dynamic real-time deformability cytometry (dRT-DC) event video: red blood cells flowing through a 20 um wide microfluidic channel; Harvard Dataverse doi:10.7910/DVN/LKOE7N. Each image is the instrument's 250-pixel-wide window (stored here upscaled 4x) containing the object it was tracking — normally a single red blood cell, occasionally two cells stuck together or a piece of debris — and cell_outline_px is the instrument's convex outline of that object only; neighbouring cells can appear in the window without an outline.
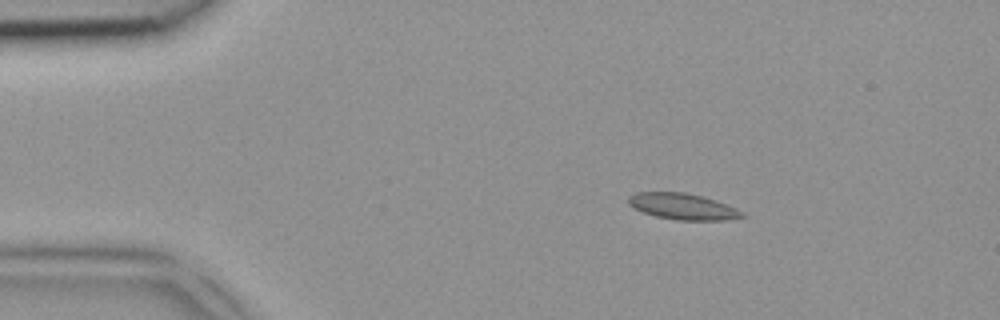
{"species": "common noctule bat (a hibernating species)", "species_latin": "Nyctalus noctula", "temperature_condition": "room temperature", "stored_images_in_passage": 5, "camera_frame_rate_fps": 3000, "um_per_image_px": 0.085, "animal": {"sex": "female", "body_mass_g": 18.4}, "frame": {"image": 1, "passage_image": 3, "time_ms": 0.667, "image_size_px": [1000, 320], "cell_outline_px": [[748, 216], [724, 220], [676, 220], [656, 216], [644, 212], [628, 204], [628, 196], [636, 192], [688, 192], [704, 196], [716, 200], [736, 208], [744, 212]], "centroid_in_image_um": [58.07, 17.54], "position_along_channel_um": 26.9, "area_um2": 17.46}}